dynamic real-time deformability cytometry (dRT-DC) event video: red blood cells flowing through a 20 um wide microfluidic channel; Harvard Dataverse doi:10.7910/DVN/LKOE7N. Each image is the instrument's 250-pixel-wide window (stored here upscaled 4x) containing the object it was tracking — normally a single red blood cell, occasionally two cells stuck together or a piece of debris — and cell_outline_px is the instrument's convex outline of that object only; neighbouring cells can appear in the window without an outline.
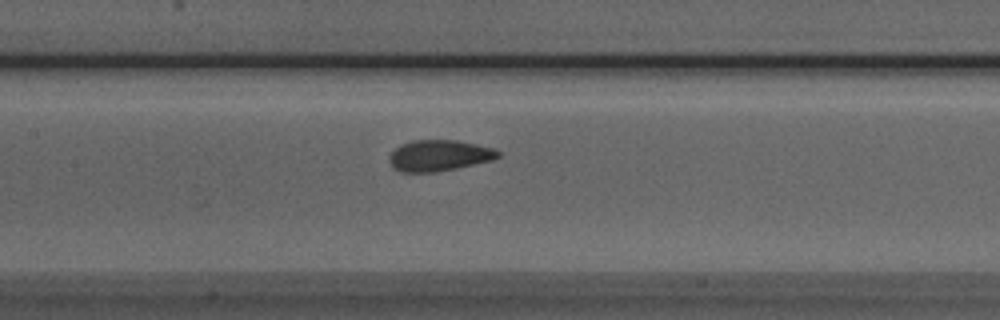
{"species": "Egyptian fruit bat (a non-hibernating species)", "species_latin": "Rousettus aegyptiacus", "temperature_condition": "room temperature", "stored_images_in_passage": 38, "camera_frame_rate_fps": 3000, "um_per_image_px": 0.085, "animal": {"sex": "male"}, "frame": {"image": 1, "passage_image": 20, "time_ms": 6.333, "image_size_px": [1000, 320], "cell_outline_px": [[500, 156], [492, 160], [456, 168], [436, 172], [400, 172], [392, 168], [388, 160], [388, 156], [396, 148], [412, 140], [456, 140], [496, 148], [500, 152]], "centroid_in_image_um": [37.32, 13.22], "position_along_channel_um": 170.1, "area_um2": 19.77}}
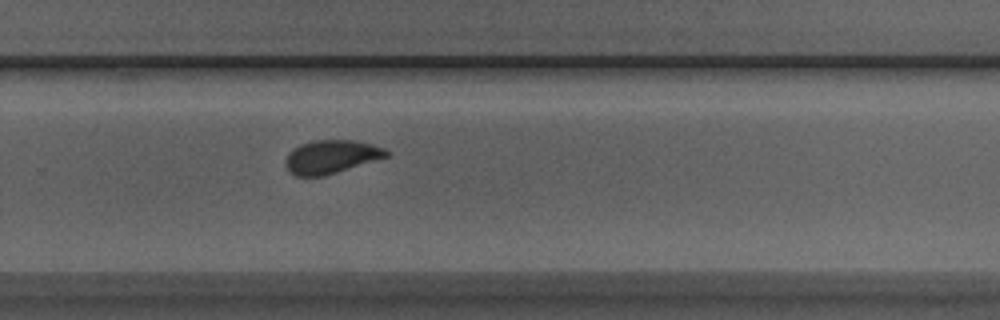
{"frame": {"image": 2, "passage_image": 30, "time_ms": 9.667, "image_size_px": [1000, 320], "cell_outline_px": [[388, 156], [324, 176], [296, 176], [288, 172], [284, 164], [284, 160], [288, 152], [300, 144], [316, 140], [352, 140], [372, 144], [384, 148], [388, 152]], "centroid_in_image_um": [28.08, 13.33], "position_along_channel_um": 301.7, "area_um2": 19.59}}
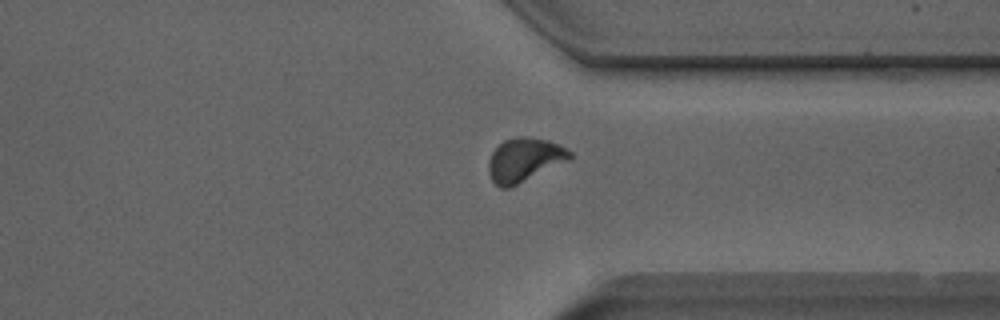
{"frame": {"image": 3, "passage_image": 35, "time_ms": 11.333, "image_size_px": [1000, 320], "cell_outline_px": [[572, 156], [568, 160], [508, 188], [500, 188], [492, 180], [488, 172], [488, 160], [492, 152], [504, 140], [516, 136], [528, 136], [548, 140], [560, 144], [568, 148], [572, 152]], "centroid_in_image_um": [44.56, 13.55], "position_along_channel_um": 366.8, "area_um2": 20.63}}